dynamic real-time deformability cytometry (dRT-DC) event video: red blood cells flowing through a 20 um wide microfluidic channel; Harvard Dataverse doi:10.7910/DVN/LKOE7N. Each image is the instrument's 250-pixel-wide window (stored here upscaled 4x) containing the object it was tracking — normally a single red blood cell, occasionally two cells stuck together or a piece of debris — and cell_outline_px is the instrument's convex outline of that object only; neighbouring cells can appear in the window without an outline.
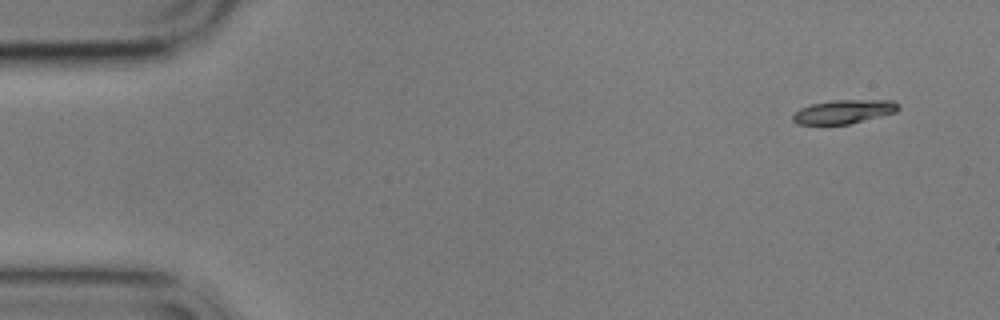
{"species": "common noctule bat (a hibernating species)", "species_latin": "Nyctalus noctula", "temperature_condition": "cold", "stored_images_in_passage": 12, "camera_frame_rate_fps": 3000, "um_per_image_px": 0.085, "animal": {"sex": "male", "body_mass_g": 17.9}, "frame": {"image": 1, "passage_image": 1, "time_ms": 0.0, "image_size_px": [1000, 320], "cell_outline_px": [[900, 108], [896, 112], [848, 124], [796, 124], [792, 120], [792, 116], [800, 108], [812, 104], [832, 100], [892, 100], [900, 104]], "centroid_in_image_um": [71.73, 9.48], "position_along_channel_um": 13.3, "area_um2": 14.57}}
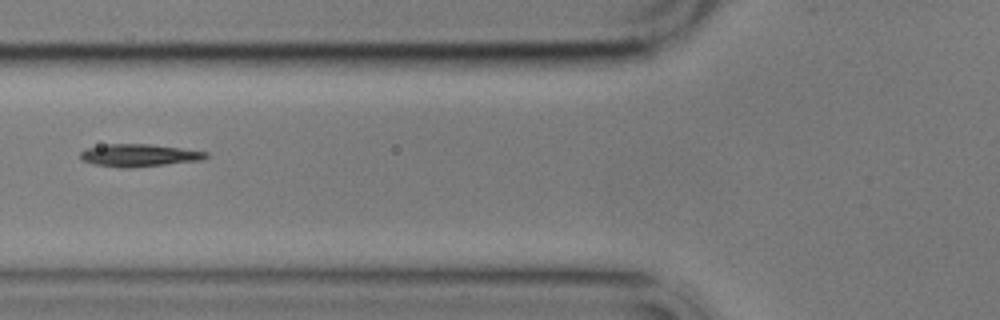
{"frame": {"image": 2, "passage_image": 5, "time_ms": 6.0, "image_size_px": [1000, 320], "cell_outline_px": [[208, 156], [200, 160], [132, 168], [120, 168], [92, 164], [80, 160], [80, 152], [84, 148], [108, 144], [148, 144], [180, 148], [208, 152]], "centroid_in_image_um": [11.74, 13.21], "position_along_channel_um": 114.1, "area_um2": 16.53}}
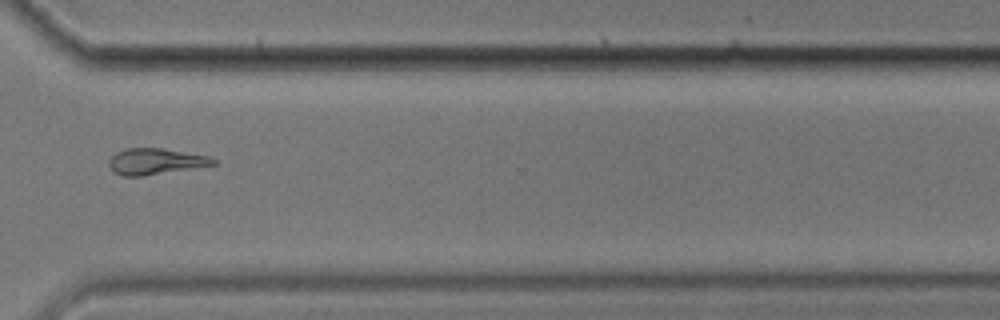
{"frame": {"image": 3, "passage_image": 11, "time_ms": 13.0, "image_size_px": [1000, 320], "cell_outline_px": [[216, 164], [140, 176], [124, 176], [112, 172], [108, 164], [108, 160], [116, 152], [124, 148], [160, 148], [208, 156], [216, 160]], "centroid_in_image_um": [13.13, 13.71], "position_along_channel_um": 357.5, "area_um2": 15.61}, "authors_computed_cell_mechanics": {"area_um2": 15.8661, "velocity_mm_per_s": 3.484, "shape_relaxation_time_tau1_ms": 9.7092, "shape_relaxation_time_tau2_ms": null, "deformation_change_tau1": 0.149, "deformation_change_tau2": null}}